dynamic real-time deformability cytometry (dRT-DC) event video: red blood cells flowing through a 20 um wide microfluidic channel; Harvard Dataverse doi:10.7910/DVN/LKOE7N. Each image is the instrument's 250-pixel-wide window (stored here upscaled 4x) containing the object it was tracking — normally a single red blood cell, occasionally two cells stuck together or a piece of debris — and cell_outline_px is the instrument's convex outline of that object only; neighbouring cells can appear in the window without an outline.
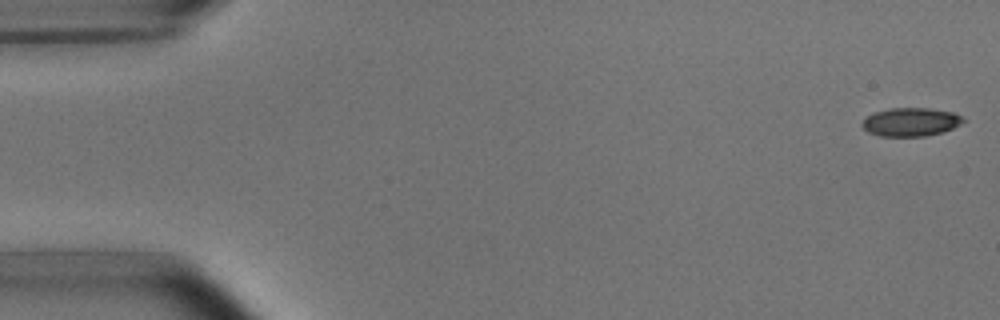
{"species": "common noctule bat (a hibernating species)", "species_latin": "Nyctalus noctula", "temperature_condition": "room temperature", "stored_images_in_passage": 4, "camera_frame_rate_fps": 3000, "um_per_image_px": 0.085, "animal": {"sex": "male", "body_mass_g": 15.6}, "frame": {"image": 1, "passage_image": 1, "time_ms": 0.0, "image_size_px": [1000, 320], "cell_outline_px": [[964, 120], [960, 124], [944, 132], [924, 136], [880, 136], [868, 132], [860, 124], [872, 112], [888, 108], [928, 108], [952, 112], [960, 116]], "centroid_in_image_um": [77.38, 10.36], "position_along_channel_um": 7.6, "area_um2": 16.7}}
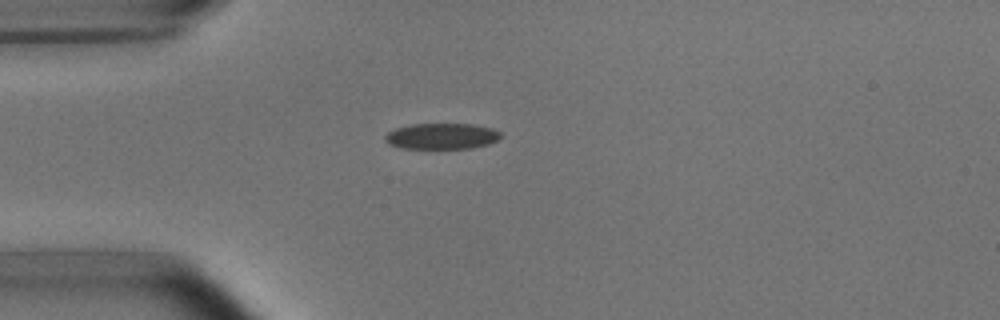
{"frame": {"image": 2, "passage_image": 4, "time_ms": 4.333, "image_size_px": [1000, 320], "cell_outline_px": [[500, 136], [496, 140], [488, 144], [472, 148], [400, 148], [388, 144], [384, 140], [384, 136], [388, 132], [396, 128], [412, 124], [472, 124], [492, 128], [500, 132]], "centroid_in_image_um": [37.51, 11.57], "position_along_channel_um": 47.5, "area_um2": 17.4}}